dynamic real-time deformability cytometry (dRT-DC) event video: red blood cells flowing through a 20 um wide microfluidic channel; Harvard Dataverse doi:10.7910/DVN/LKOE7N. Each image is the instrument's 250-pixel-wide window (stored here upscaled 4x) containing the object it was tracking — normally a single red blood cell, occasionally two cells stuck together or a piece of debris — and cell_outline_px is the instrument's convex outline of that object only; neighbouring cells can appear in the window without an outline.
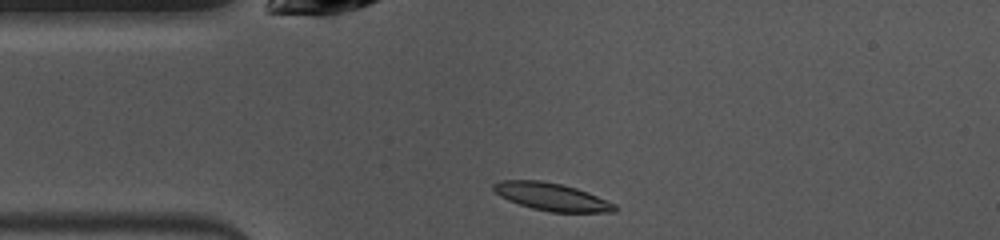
{"species": "common noctule bat (a hibernating species)", "species_latin": "Nyctalus noctula", "temperature_condition": "warm", "stored_images_in_passage": 39, "camera_frame_rate_fps": 3000, "um_per_image_px": 0.085, "animal": {"sex": "female", "body_mass_g": 10.0, "forearm_length_mm": 53.1}, "frame": {"image": 1, "passage_image": 1, "time_ms": 0.0, "image_size_px": [1000, 240], "cell_outline_px": [[616, 212], [548, 212], [532, 208], [508, 200], [500, 196], [492, 188], [492, 184], [500, 180], [540, 180], [560, 184], [576, 188], [588, 192], [616, 204]], "centroid_in_image_um": [46.89, 16.73], "position_along_channel_um": 38.1, "area_um2": 19.48}}
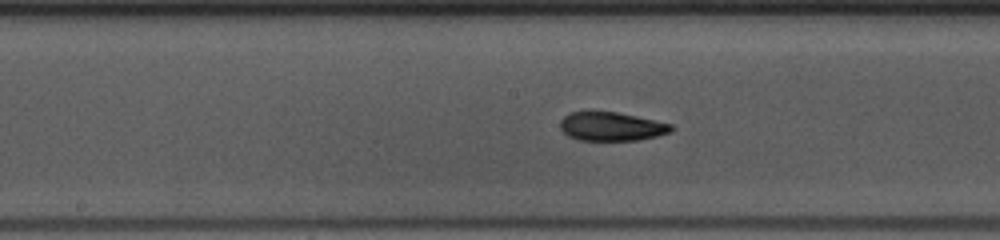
{"frame": {"image": 2, "passage_image": 14, "time_ms": 4.333, "image_size_px": [1000, 240], "cell_outline_px": [[676, 128], [672, 132], [656, 136], [636, 140], [580, 140], [568, 136], [560, 128], [560, 120], [568, 112], [588, 108], [616, 112], [636, 116], [672, 124]], "centroid_in_image_um": [51.92, 10.7], "position_along_channel_um": 196.3, "area_um2": 19.25}}
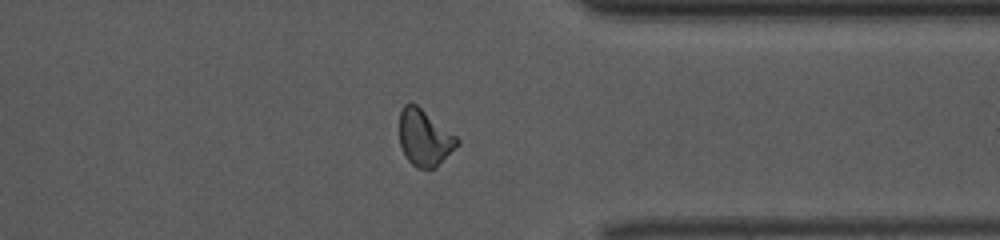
{"frame": {"image": 3, "passage_image": 28, "time_ms": 9.0, "image_size_px": [1000, 240], "cell_outline_px": [[460, 144], [436, 168], [416, 168], [408, 160], [400, 144], [400, 112], [404, 104], [416, 104], [456, 136], [460, 140]], "centroid_in_image_um": [36.1, 11.73], "position_along_channel_um": 375.3, "area_um2": 18.79}, "authors_computed_cell_mechanics": {"area_um2": 19.1896, "velocity_mm_per_s": 4.0009, "shape_relaxation_time_tau1_ms": 6.7979, "shape_relaxation_time_tau2_ms": 2.3912, "deformation_change_tau1": 0.1902, "deformation_change_tau2": 0.0893}}